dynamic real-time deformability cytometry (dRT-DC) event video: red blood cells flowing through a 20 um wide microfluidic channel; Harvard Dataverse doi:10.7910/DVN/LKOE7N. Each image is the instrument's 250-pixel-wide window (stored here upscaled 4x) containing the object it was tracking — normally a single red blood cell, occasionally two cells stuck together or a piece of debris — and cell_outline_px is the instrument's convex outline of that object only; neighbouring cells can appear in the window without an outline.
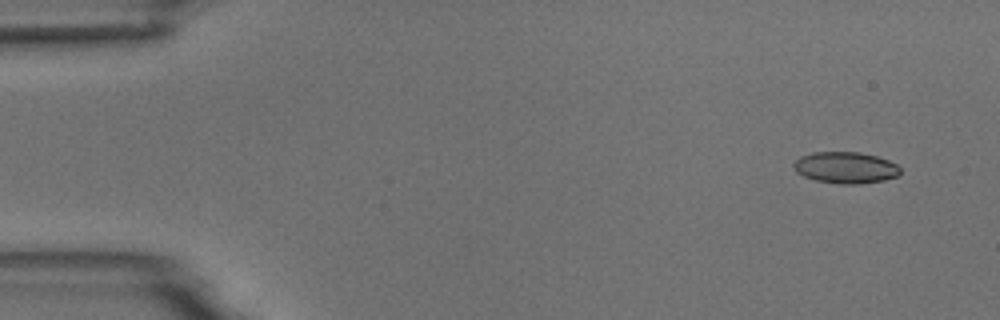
{"species": "common noctule bat (a hibernating species)", "species_latin": "Nyctalus noctula", "temperature_condition": "room temperature", "stored_images_in_passage": 9, "camera_frame_rate_fps": 3000, "um_per_image_px": 0.085, "animal": {"sex": "male", "body_mass_g": 18.8}, "frame": {"image": 1, "passage_image": 1, "time_ms": 0.0, "image_size_px": [1000, 320], "cell_outline_px": [[900, 172], [896, 176], [884, 180], [856, 184], [840, 184], [816, 180], [804, 176], [796, 172], [792, 164], [800, 156], [812, 152], [860, 152], [876, 156], [888, 160], [896, 164], [900, 168]], "centroid_in_image_um": [71.85, 14.24], "position_along_channel_um": 13.2, "area_um2": 19.48}}
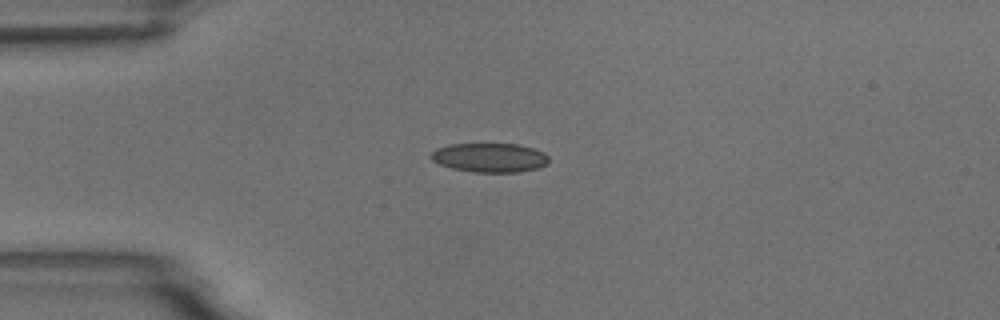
{"frame": {"image": 2, "passage_image": 4, "time_ms": 3.333, "image_size_px": [1000, 320], "cell_outline_px": [[548, 164], [536, 168], [516, 172], [472, 172], [452, 168], [440, 164], [432, 160], [428, 156], [436, 148], [448, 144], [516, 144], [532, 148], [544, 152], [548, 156]], "centroid_in_image_um": [41.59, 13.39], "position_along_channel_um": 43.4, "area_um2": 20.0}}